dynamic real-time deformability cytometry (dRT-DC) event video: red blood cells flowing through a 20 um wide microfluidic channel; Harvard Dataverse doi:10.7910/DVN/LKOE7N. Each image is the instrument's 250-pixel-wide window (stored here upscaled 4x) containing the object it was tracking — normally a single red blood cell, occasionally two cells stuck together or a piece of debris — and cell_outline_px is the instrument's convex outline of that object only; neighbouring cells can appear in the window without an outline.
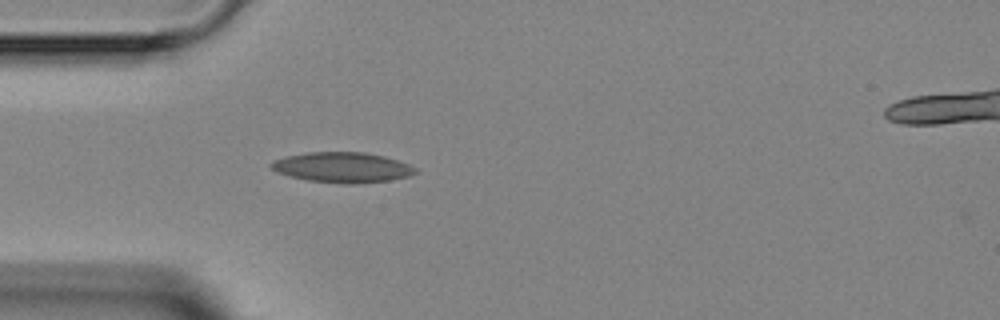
{"species": "Egyptian fruit bat (a non-hibernating species)", "species_latin": "Rousettus aegyptiacus", "temperature_condition": "room temperature", "stored_images_in_passage": 1, "camera_frame_rate_fps": 3000, "um_per_image_px": 0.085, "animal": {"sex": "female"}, "frame": {"image": 1, "passage_image": 1, "time_ms": 0.0, "image_size_px": [1000, 320], "cell_outline_px": [[416, 172], [408, 176], [388, 180], [352, 184], [344, 184], [308, 180], [276, 172], [268, 164], [272, 160], [288, 156], [308, 152], [364, 152], [384, 156], [408, 164], [416, 168]], "centroid_in_image_um": [29.07, 14.22], "position_along_channel_um": 55.9, "area_um2": 25.2}}